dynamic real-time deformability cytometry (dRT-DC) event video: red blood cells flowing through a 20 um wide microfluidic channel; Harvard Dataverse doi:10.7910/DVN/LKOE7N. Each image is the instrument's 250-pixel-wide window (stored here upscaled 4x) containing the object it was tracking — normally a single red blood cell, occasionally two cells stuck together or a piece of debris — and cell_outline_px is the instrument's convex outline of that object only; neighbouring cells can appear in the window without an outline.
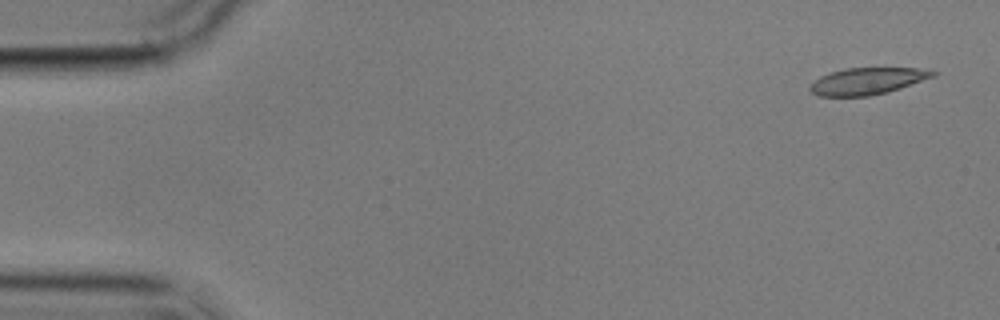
{"species": "common noctule bat (a hibernating species)", "species_latin": "Nyctalus noctula", "temperature_condition": "cold", "stored_images_in_passage": 5, "camera_frame_rate_fps": 3000, "um_per_image_px": 0.085, "animal": {"sex": "male", "body_mass_g": 17.9}, "frame": {"image": 1, "passage_image": 1, "time_ms": 0.0, "image_size_px": [1000, 320], "cell_outline_px": [[940, 72], [936, 76], [888, 92], [868, 96], [820, 96], [812, 92], [808, 88], [820, 76], [832, 72], [848, 68], [916, 68]], "centroid_in_image_um": [73.76, 6.89], "position_along_channel_um": 11.2, "area_um2": 19.02}}
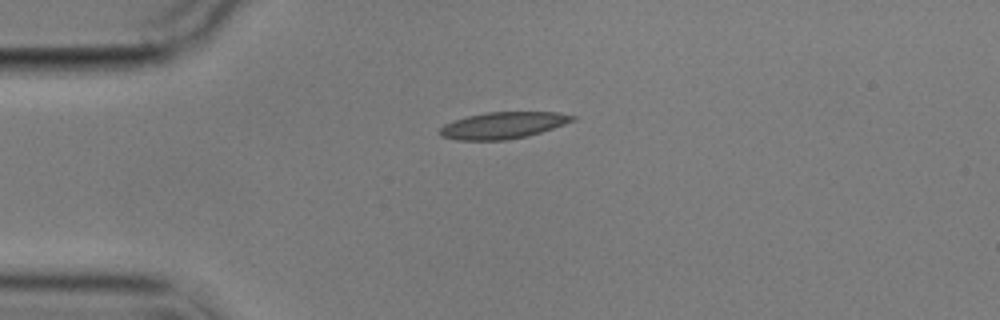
{"frame": {"image": 2, "passage_image": 4, "time_ms": 3.667, "image_size_px": [1000, 320], "cell_outline_px": [[576, 120], [528, 136], [504, 140], [456, 140], [440, 136], [436, 132], [444, 124], [452, 120], [484, 112], [556, 112], [576, 116]], "centroid_in_image_um": [42.7, 10.65], "position_along_channel_um": 42.3, "area_um2": 20.69}}